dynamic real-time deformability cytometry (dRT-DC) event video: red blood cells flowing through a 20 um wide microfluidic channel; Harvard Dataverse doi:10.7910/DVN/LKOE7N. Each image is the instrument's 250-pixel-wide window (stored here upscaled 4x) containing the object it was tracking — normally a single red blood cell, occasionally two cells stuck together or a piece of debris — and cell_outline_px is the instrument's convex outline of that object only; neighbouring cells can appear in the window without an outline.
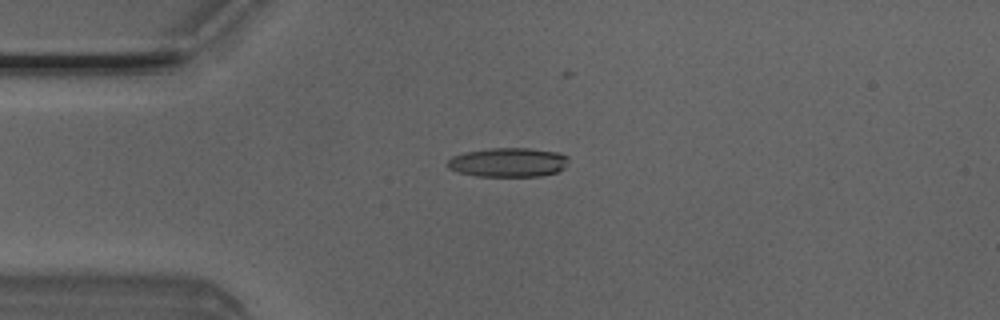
{"species": "Egyptian fruit bat (a non-hibernating species)", "species_latin": "Rousettus aegyptiacus", "temperature_condition": "room temperature", "stored_images_in_passage": 5, "camera_frame_rate_fps": 3000, "um_per_image_px": 0.085, "animal": {"sex": "male"}, "frame": {"image": 1, "passage_image": 3, "time_ms": 0.667, "image_size_px": [1000, 320], "cell_outline_px": [[568, 160], [564, 168], [556, 172], [540, 176], [476, 176], [460, 172], [448, 168], [448, 160], [452, 156], [464, 152], [488, 148], [528, 148], [560, 152], [568, 156]], "centroid_in_image_um": [43.21, 13.79], "position_along_channel_um": 41.8, "area_um2": 20.63}}